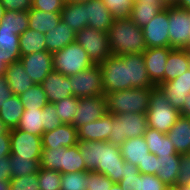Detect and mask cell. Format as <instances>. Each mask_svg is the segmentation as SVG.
Masks as SVG:
<instances>
[{"mask_svg": "<svg viewBox=\"0 0 190 190\" xmlns=\"http://www.w3.org/2000/svg\"><path fill=\"white\" fill-rule=\"evenodd\" d=\"M99 65L105 93L131 88L156 87L148 76L143 53L112 54Z\"/></svg>", "mask_w": 190, "mask_h": 190, "instance_id": "1", "label": "cell"}, {"mask_svg": "<svg viewBox=\"0 0 190 190\" xmlns=\"http://www.w3.org/2000/svg\"><path fill=\"white\" fill-rule=\"evenodd\" d=\"M81 156L88 171L104 174L118 183L124 172V159L119 146L107 141H84L78 143Z\"/></svg>", "mask_w": 190, "mask_h": 190, "instance_id": "2", "label": "cell"}, {"mask_svg": "<svg viewBox=\"0 0 190 190\" xmlns=\"http://www.w3.org/2000/svg\"><path fill=\"white\" fill-rule=\"evenodd\" d=\"M113 55L143 53L146 50L142 28L130 18H115L108 30Z\"/></svg>", "mask_w": 190, "mask_h": 190, "instance_id": "3", "label": "cell"}, {"mask_svg": "<svg viewBox=\"0 0 190 190\" xmlns=\"http://www.w3.org/2000/svg\"><path fill=\"white\" fill-rule=\"evenodd\" d=\"M155 87L131 88L105 93L107 111L111 114H146L149 109L150 94Z\"/></svg>", "mask_w": 190, "mask_h": 190, "instance_id": "4", "label": "cell"}, {"mask_svg": "<svg viewBox=\"0 0 190 190\" xmlns=\"http://www.w3.org/2000/svg\"><path fill=\"white\" fill-rule=\"evenodd\" d=\"M40 167L61 174L88 171L78 144L72 147L42 148Z\"/></svg>", "mask_w": 190, "mask_h": 190, "instance_id": "5", "label": "cell"}, {"mask_svg": "<svg viewBox=\"0 0 190 190\" xmlns=\"http://www.w3.org/2000/svg\"><path fill=\"white\" fill-rule=\"evenodd\" d=\"M180 116V111L155 87L150 94L149 109L146 113L148 127L167 134Z\"/></svg>", "mask_w": 190, "mask_h": 190, "instance_id": "6", "label": "cell"}, {"mask_svg": "<svg viewBox=\"0 0 190 190\" xmlns=\"http://www.w3.org/2000/svg\"><path fill=\"white\" fill-rule=\"evenodd\" d=\"M52 55L53 70L65 76L75 75L94 65L88 53L76 42H72L63 49L53 52Z\"/></svg>", "mask_w": 190, "mask_h": 190, "instance_id": "7", "label": "cell"}, {"mask_svg": "<svg viewBox=\"0 0 190 190\" xmlns=\"http://www.w3.org/2000/svg\"><path fill=\"white\" fill-rule=\"evenodd\" d=\"M147 128L146 114H114L112 131L107 142L120 147L128 138L144 136Z\"/></svg>", "mask_w": 190, "mask_h": 190, "instance_id": "8", "label": "cell"}, {"mask_svg": "<svg viewBox=\"0 0 190 190\" xmlns=\"http://www.w3.org/2000/svg\"><path fill=\"white\" fill-rule=\"evenodd\" d=\"M75 42L84 48L94 64H100L112 55L108 32L87 26L75 34Z\"/></svg>", "mask_w": 190, "mask_h": 190, "instance_id": "9", "label": "cell"}, {"mask_svg": "<svg viewBox=\"0 0 190 190\" xmlns=\"http://www.w3.org/2000/svg\"><path fill=\"white\" fill-rule=\"evenodd\" d=\"M169 41L172 49H187L190 46V11L167 5Z\"/></svg>", "mask_w": 190, "mask_h": 190, "instance_id": "10", "label": "cell"}, {"mask_svg": "<svg viewBox=\"0 0 190 190\" xmlns=\"http://www.w3.org/2000/svg\"><path fill=\"white\" fill-rule=\"evenodd\" d=\"M74 97H92L105 95L102 72L99 64H94L87 70L68 76Z\"/></svg>", "mask_w": 190, "mask_h": 190, "instance_id": "11", "label": "cell"}, {"mask_svg": "<svg viewBox=\"0 0 190 190\" xmlns=\"http://www.w3.org/2000/svg\"><path fill=\"white\" fill-rule=\"evenodd\" d=\"M11 154L25 159H41V136L24 132L20 129H10Z\"/></svg>", "mask_w": 190, "mask_h": 190, "instance_id": "12", "label": "cell"}, {"mask_svg": "<svg viewBox=\"0 0 190 190\" xmlns=\"http://www.w3.org/2000/svg\"><path fill=\"white\" fill-rule=\"evenodd\" d=\"M168 8L165 7L142 28L146 48L170 47Z\"/></svg>", "mask_w": 190, "mask_h": 190, "instance_id": "13", "label": "cell"}, {"mask_svg": "<svg viewBox=\"0 0 190 190\" xmlns=\"http://www.w3.org/2000/svg\"><path fill=\"white\" fill-rule=\"evenodd\" d=\"M78 111L74 114L73 126L78 129L80 126L96 121L107 111L105 95L79 98Z\"/></svg>", "mask_w": 190, "mask_h": 190, "instance_id": "14", "label": "cell"}, {"mask_svg": "<svg viewBox=\"0 0 190 190\" xmlns=\"http://www.w3.org/2000/svg\"><path fill=\"white\" fill-rule=\"evenodd\" d=\"M19 61L35 84H41L46 76L53 71V55L47 50L23 55Z\"/></svg>", "mask_w": 190, "mask_h": 190, "instance_id": "15", "label": "cell"}, {"mask_svg": "<svg viewBox=\"0 0 190 190\" xmlns=\"http://www.w3.org/2000/svg\"><path fill=\"white\" fill-rule=\"evenodd\" d=\"M172 50L171 47H152L143 52L148 76L156 87L164 82L165 64Z\"/></svg>", "mask_w": 190, "mask_h": 190, "instance_id": "16", "label": "cell"}, {"mask_svg": "<svg viewBox=\"0 0 190 190\" xmlns=\"http://www.w3.org/2000/svg\"><path fill=\"white\" fill-rule=\"evenodd\" d=\"M41 86L46 93L48 103H56L73 96L70 78L60 72L52 71L42 81Z\"/></svg>", "mask_w": 190, "mask_h": 190, "instance_id": "17", "label": "cell"}, {"mask_svg": "<svg viewBox=\"0 0 190 190\" xmlns=\"http://www.w3.org/2000/svg\"><path fill=\"white\" fill-rule=\"evenodd\" d=\"M113 114L106 113L96 121L89 122L77 129L78 141H108L112 131Z\"/></svg>", "mask_w": 190, "mask_h": 190, "instance_id": "18", "label": "cell"}, {"mask_svg": "<svg viewBox=\"0 0 190 190\" xmlns=\"http://www.w3.org/2000/svg\"><path fill=\"white\" fill-rule=\"evenodd\" d=\"M42 148L72 147L79 143L77 129L72 124H62L42 134Z\"/></svg>", "mask_w": 190, "mask_h": 190, "instance_id": "19", "label": "cell"}, {"mask_svg": "<svg viewBox=\"0 0 190 190\" xmlns=\"http://www.w3.org/2000/svg\"><path fill=\"white\" fill-rule=\"evenodd\" d=\"M86 18L88 27L105 32H108L115 19L102 0L86 1Z\"/></svg>", "mask_w": 190, "mask_h": 190, "instance_id": "20", "label": "cell"}, {"mask_svg": "<svg viewBox=\"0 0 190 190\" xmlns=\"http://www.w3.org/2000/svg\"><path fill=\"white\" fill-rule=\"evenodd\" d=\"M4 75L13 95L19 96L35 84L20 61L7 65Z\"/></svg>", "mask_w": 190, "mask_h": 190, "instance_id": "21", "label": "cell"}, {"mask_svg": "<svg viewBox=\"0 0 190 190\" xmlns=\"http://www.w3.org/2000/svg\"><path fill=\"white\" fill-rule=\"evenodd\" d=\"M166 135L178 154L190 153V118L180 116Z\"/></svg>", "mask_w": 190, "mask_h": 190, "instance_id": "22", "label": "cell"}, {"mask_svg": "<svg viewBox=\"0 0 190 190\" xmlns=\"http://www.w3.org/2000/svg\"><path fill=\"white\" fill-rule=\"evenodd\" d=\"M75 32L61 19L57 26L45 33L47 51L53 53L75 42Z\"/></svg>", "mask_w": 190, "mask_h": 190, "instance_id": "23", "label": "cell"}, {"mask_svg": "<svg viewBox=\"0 0 190 190\" xmlns=\"http://www.w3.org/2000/svg\"><path fill=\"white\" fill-rule=\"evenodd\" d=\"M181 155L156 156V175L167 186L177 183Z\"/></svg>", "mask_w": 190, "mask_h": 190, "instance_id": "24", "label": "cell"}, {"mask_svg": "<svg viewBox=\"0 0 190 190\" xmlns=\"http://www.w3.org/2000/svg\"><path fill=\"white\" fill-rule=\"evenodd\" d=\"M61 19L75 33L87 27L86 2H65L61 10Z\"/></svg>", "mask_w": 190, "mask_h": 190, "instance_id": "25", "label": "cell"}, {"mask_svg": "<svg viewBox=\"0 0 190 190\" xmlns=\"http://www.w3.org/2000/svg\"><path fill=\"white\" fill-rule=\"evenodd\" d=\"M190 68V55L187 49H173L167 58L164 82L174 80Z\"/></svg>", "mask_w": 190, "mask_h": 190, "instance_id": "26", "label": "cell"}, {"mask_svg": "<svg viewBox=\"0 0 190 190\" xmlns=\"http://www.w3.org/2000/svg\"><path fill=\"white\" fill-rule=\"evenodd\" d=\"M119 149L124 161L135 166L143 163L147 154L150 153L144 136L128 138Z\"/></svg>", "mask_w": 190, "mask_h": 190, "instance_id": "27", "label": "cell"}, {"mask_svg": "<svg viewBox=\"0 0 190 190\" xmlns=\"http://www.w3.org/2000/svg\"><path fill=\"white\" fill-rule=\"evenodd\" d=\"M144 138L150 153L156 156L174 155L176 152L169 137L153 128H147Z\"/></svg>", "mask_w": 190, "mask_h": 190, "instance_id": "28", "label": "cell"}, {"mask_svg": "<svg viewBox=\"0 0 190 190\" xmlns=\"http://www.w3.org/2000/svg\"><path fill=\"white\" fill-rule=\"evenodd\" d=\"M29 29L46 33L58 25L61 20V12H45L31 8L28 11Z\"/></svg>", "mask_w": 190, "mask_h": 190, "instance_id": "29", "label": "cell"}, {"mask_svg": "<svg viewBox=\"0 0 190 190\" xmlns=\"http://www.w3.org/2000/svg\"><path fill=\"white\" fill-rule=\"evenodd\" d=\"M24 110V105L20 101L19 96L12 95L0 107V119L9 130L14 129L18 126Z\"/></svg>", "mask_w": 190, "mask_h": 190, "instance_id": "30", "label": "cell"}, {"mask_svg": "<svg viewBox=\"0 0 190 190\" xmlns=\"http://www.w3.org/2000/svg\"><path fill=\"white\" fill-rule=\"evenodd\" d=\"M166 6L165 3L134 2L130 19L140 28H143Z\"/></svg>", "mask_w": 190, "mask_h": 190, "instance_id": "31", "label": "cell"}, {"mask_svg": "<svg viewBox=\"0 0 190 190\" xmlns=\"http://www.w3.org/2000/svg\"><path fill=\"white\" fill-rule=\"evenodd\" d=\"M19 49L21 56L46 51L45 34L28 28L19 35Z\"/></svg>", "mask_w": 190, "mask_h": 190, "instance_id": "32", "label": "cell"}, {"mask_svg": "<svg viewBox=\"0 0 190 190\" xmlns=\"http://www.w3.org/2000/svg\"><path fill=\"white\" fill-rule=\"evenodd\" d=\"M42 122H43V108L25 109L16 129H20L24 132L31 133L33 135L42 136L43 134Z\"/></svg>", "mask_w": 190, "mask_h": 190, "instance_id": "33", "label": "cell"}, {"mask_svg": "<svg viewBox=\"0 0 190 190\" xmlns=\"http://www.w3.org/2000/svg\"><path fill=\"white\" fill-rule=\"evenodd\" d=\"M29 27L28 12L5 11L0 22V28L13 30L17 35L26 31Z\"/></svg>", "mask_w": 190, "mask_h": 190, "instance_id": "34", "label": "cell"}, {"mask_svg": "<svg viewBox=\"0 0 190 190\" xmlns=\"http://www.w3.org/2000/svg\"><path fill=\"white\" fill-rule=\"evenodd\" d=\"M177 110L182 109L186 95L190 93V86L175 85V82H163L157 86Z\"/></svg>", "mask_w": 190, "mask_h": 190, "instance_id": "35", "label": "cell"}, {"mask_svg": "<svg viewBox=\"0 0 190 190\" xmlns=\"http://www.w3.org/2000/svg\"><path fill=\"white\" fill-rule=\"evenodd\" d=\"M0 50L6 51L9 57V65L19 61L21 54L19 49V35L13 30L0 28Z\"/></svg>", "mask_w": 190, "mask_h": 190, "instance_id": "36", "label": "cell"}, {"mask_svg": "<svg viewBox=\"0 0 190 190\" xmlns=\"http://www.w3.org/2000/svg\"><path fill=\"white\" fill-rule=\"evenodd\" d=\"M9 159L12 178L37 174L40 168L41 159H25L13 154H10Z\"/></svg>", "mask_w": 190, "mask_h": 190, "instance_id": "37", "label": "cell"}, {"mask_svg": "<svg viewBox=\"0 0 190 190\" xmlns=\"http://www.w3.org/2000/svg\"><path fill=\"white\" fill-rule=\"evenodd\" d=\"M19 98L25 109H39L48 104L46 93L41 84H34L19 95Z\"/></svg>", "mask_w": 190, "mask_h": 190, "instance_id": "38", "label": "cell"}, {"mask_svg": "<svg viewBox=\"0 0 190 190\" xmlns=\"http://www.w3.org/2000/svg\"><path fill=\"white\" fill-rule=\"evenodd\" d=\"M78 102L79 98L69 96L61 101L53 103L56 107V114L64 124H73L74 114L78 111Z\"/></svg>", "mask_w": 190, "mask_h": 190, "instance_id": "39", "label": "cell"}, {"mask_svg": "<svg viewBox=\"0 0 190 190\" xmlns=\"http://www.w3.org/2000/svg\"><path fill=\"white\" fill-rule=\"evenodd\" d=\"M88 171L62 174L60 190H87Z\"/></svg>", "mask_w": 190, "mask_h": 190, "instance_id": "40", "label": "cell"}, {"mask_svg": "<svg viewBox=\"0 0 190 190\" xmlns=\"http://www.w3.org/2000/svg\"><path fill=\"white\" fill-rule=\"evenodd\" d=\"M62 174L59 171L39 168L37 179L40 190H60Z\"/></svg>", "mask_w": 190, "mask_h": 190, "instance_id": "41", "label": "cell"}, {"mask_svg": "<svg viewBox=\"0 0 190 190\" xmlns=\"http://www.w3.org/2000/svg\"><path fill=\"white\" fill-rule=\"evenodd\" d=\"M114 18H130L135 0H102Z\"/></svg>", "mask_w": 190, "mask_h": 190, "instance_id": "42", "label": "cell"}, {"mask_svg": "<svg viewBox=\"0 0 190 190\" xmlns=\"http://www.w3.org/2000/svg\"><path fill=\"white\" fill-rule=\"evenodd\" d=\"M166 184L163 183L157 175L137 174V184L135 190H165Z\"/></svg>", "mask_w": 190, "mask_h": 190, "instance_id": "43", "label": "cell"}, {"mask_svg": "<svg viewBox=\"0 0 190 190\" xmlns=\"http://www.w3.org/2000/svg\"><path fill=\"white\" fill-rule=\"evenodd\" d=\"M43 133L56 129L62 125L60 117L56 114V107L52 103H48L43 107Z\"/></svg>", "mask_w": 190, "mask_h": 190, "instance_id": "44", "label": "cell"}, {"mask_svg": "<svg viewBox=\"0 0 190 190\" xmlns=\"http://www.w3.org/2000/svg\"><path fill=\"white\" fill-rule=\"evenodd\" d=\"M138 173H139V169L137 166L125 161L122 180L119 181L118 184L124 190H135L136 184H137V174Z\"/></svg>", "mask_w": 190, "mask_h": 190, "instance_id": "45", "label": "cell"}, {"mask_svg": "<svg viewBox=\"0 0 190 190\" xmlns=\"http://www.w3.org/2000/svg\"><path fill=\"white\" fill-rule=\"evenodd\" d=\"M37 174L10 179V190H40Z\"/></svg>", "mask_w": 190, "mask_h": 190, "instance_id": "46", "label": "cell"}, {"mask_svg": "<svg viewBox=\"0 0 190 190\" xmlns=\"http://www.w3.org/2000/svg\"><path fill=\"white\" fill-rule=\"evenodd\" d=\"M87 190H110L113 182L104 174L88 171Z\"/></svg>", "mask_w": 190, "mask_h": 190, "instance_id": "47", "label": "cell"}, {"mask_svg": "<svg viewBox=\"0 0 190 190\" xmlns=\"http://www.w3.org/2000/svg\"><path fill=\"white\" fill-rule=\"evenodd\" d=\"M64 0H32V8L45 12H61Z\"/></svg>", "mask_w": 190, "mask_h": 190, "instance_id": "48", "label": "cell"}, {"mask_svg": "<svg viewBox=\"0 0 190 190\" xmlns=\"http://www.w3.org/2000/svg\"><path fill=\"white\" fill-rule=\"evenodd\" d=\"M177 185H190V154L181 155Z\"/></svg>", "mask_w": 190, "mask_h": 190, "instance_id": "49", "label": "cell"}, {"mask_svg": "<svg viewBox=\"0 0 190 190\" xmlns=\"http://www.w3.org/2000/svg\"><path fill=\"white\" fill-rule=\"evenodd\" d=\"M5 11L28 12L32 8V0H0Z\"/></svg>", "mask_w": 190, "mask_h": 190, "instance_id": "50", "label": "cell"}, {"mask_svg": "<svg viewBox=\"0 0 190 190\" xmlns=\"http://www.w3.org/2000/svg\"><path fill=\"white\" fill-rule=\"evenodd\" d=\"M137 167L140 173L156 175V155L148 153L143 163H140Z\"/></svg>", "mask_w": 190, "mask_h": 190, "instance_id": "51", "label": "cell"}, {"mask_svg": "<svg viewBox=\"0 0 190 190\" xmlns=\"http://www.w3.org/2000/svg\"><path fill=\"white\" fill-rule=\"evenodd\" d=\"M12 95L5 75H0V107L7 101V98H10Z\"/></svg>", "mask_w": 190, "mask_h": 190, "instance_id": "52", "label": "cell"}, {"mask_svg": "<svg viewBox=\"0 0 190 190\" xmlns=\"http://www.w3.org/2000/svg\"><path fill=\"white\" fill-rule=\"evenodd\" d=\"M10 165L9 156L0 157V180H10L12 178Z\"/></svg>", "mask_w": 190, "mask_h": 190, "instance_id": "53", "label": "cell"}, {"mask_svg": "<svg viewBox=\"0 0 190 190\" xmlns=\"http://www.w3.org/2000/svg\"><path fill=\"white\" fill-rule=\"evenodd\" d=\"M10 133H1L0 134V157L10 156L11 147H10Z\"/></svg>", "mask_w": 190, "mask_h": 190, "instance_id": "54", "label": "cell"}, {"mask_svg": "<svg viewBox=\"0 0 190 190\" xmlns=\"http://www.w3.org/2000/svg\"><path fill=\"white\" fill-rule=\"evenodd\" d=\"M169 82H175V85L190 86V68L182 75Z\"/></svg>", "mask_w": 190, "mask_h": 190, "instance_id": "55", "label": "cell"}, {"mask_svg": "<svg viewBox=\"0 0 190 190\" xmlns=\"http://www.w3.org/2000/svg\"><path fill=\"white\" fill-rule=\"evenodd\" d=\"M180 115L190 118V93L186 95V99L182 105V109L180 110Z\"/></svg>", "mask_w": 190, "mask_h": 190, "instance_id": "56", "label": "cell"}, {"mask_svg": "<svg viewBox=\"0 0 190 190\" xmlns=\"http://www.w3.org/2000/svg\"><path fill=\"white\" fill-rule=\"evenodd\" d=\"M7 65H9V57H7L6 51L0 50V75L4 74Z\"/></svg>", "mask_w": 190, "mask_h": 190, "instance_id": "57", "label": "cell"}, {"mask_svg": "<svg viewBox=\"0 0 190 190\" xmlns=\"http://www.w3.org/2000/svg\"><path fill=\"white\" fill-rule=\"evenodd\" d=\"M175 5L177 7L190 11V0H178Z\"/></svg>", "mask_w": 190, "mask_h": 190, "instance_id": "58", "label": "cell"}, {"mask_svg": "<svg viewBox=\"0 0 190 190\" xmlns=\"http://www.w3.org/2000/svg\"><path fill=\"white\" fill-rule=\"evenodd\" d=\"M0 190H10V180H0Z\"/></svg>", "mask_w": 190, "mask_h": 190, "instance_id": "59", "label": "cell"}, {"mask_svg": "<svg viewBox=\"0 0 190 190\" xmlns=\"http://www.w3.org/2000/svg\"><path fill=\"white\" fill-rule=\"evenodd\" d=\"M1 133H10V130L3 124L2 120L0 119V134Z\"/></svg>", "mask_w": 190, "mask_h": 190, "instance_id": "60", "label": "cell"}, {"mask_svg": "<svg viewBox=\"0 0 190 190\" xmlns=\"http://www.w3.org/2000/svg\"><path fill=\"white\" fill-rule=\"evenodd\" d=\"M165 190H183V189L181 188V186L175 184V185L166 186Z\"/></svg>", "mask_w": 190, "mask_h": 190, "instance_id": "61", "label": "cell"}, {"mask_svg": "<svg viewBox=\"0 0 190 190\" xmlns=\"http://www.w3.org/2000/svg\"><path fill=\"white\" fill-rule=\"evenodd\" d=\"M135 2L164 3L163 0H135Z\"/></svg>", "mask_w": 190, "mask_h": 190, "instance_id": "62", "label": "cell"}, {"mask_svg": "<svg viewBox=\"0 0 190 190\" xmlns=\"http://www.w3.org/2000/svg\"><path fill=\"white\" fill-rule=\"evenodd\" d=\"M110 190H124L118 183H113Z\"/></svg>", "mask_w": 190, "mask_h": 190, "instance_id": "63", "label": "cell"}, {"mask_svg": "<svg viewBox=\"0 0 190 190\" xmlns=\"http://www.w3.org/2000/svg\"><path fill=\"white\" fill-rule=\"evenodd\" d=\"M166 5H175L178 0H163Z\"/></svg>", "mask_w": 190, "mask_h": 190, "instance_id": "64", "label": "cell"}, {"mask_svg": "<svg viewBox=\"0 0 190 190\" xmlns=\"http://www.w3.org/2000/svg\"><path fill=\"white\" fill-rule=\"evenodd\" d=\"M5 13V8L3 7V5L0 2V22L2 20V17L4 16Z\"/></svg>", "mask_w": 190, "mask_h": 190, "instance_id": "65", "label": "cell"}, {"mask_svg": "<svg viewBox=\"0 0 190 190\" xmlns=\"http://www.w3.org/2000/svg\"><path fill=\"white\" fill-rule=\"evenodd\" d=\"M65 2H86L88 0H64Z\"/></svg>", "mask_w": 190, "mask_h": 190, "instance_id": "66", "label": "cell"}, {"mask_svg": "<svg viewBox=\"0 0 190 190\" xmlns=\"http://www.w3.org/2000/svg\"><path fill=\"white\" fill-rule=\"evenodd\" d=\"M181 188H182L183 190H190V185H187V186H181Z\"/></svg>", "mask_w": 190, "mask_h": 190, "instance_id": "67", "label": "cell"}, {"mask_svg": "<svg viewBox=\"0 0 190 190\" xmlns=\"http://www.w3.org/2000/svg\"><path fill=\"white\" fill-rule=\"evenodd\" d=\"M187 51L189 52V55H190V46L187 48Z\"/></svg>", "mask_w": 190, "mask_h": 190, "instance_id": "68", "label": "cell"}]
</instances>
